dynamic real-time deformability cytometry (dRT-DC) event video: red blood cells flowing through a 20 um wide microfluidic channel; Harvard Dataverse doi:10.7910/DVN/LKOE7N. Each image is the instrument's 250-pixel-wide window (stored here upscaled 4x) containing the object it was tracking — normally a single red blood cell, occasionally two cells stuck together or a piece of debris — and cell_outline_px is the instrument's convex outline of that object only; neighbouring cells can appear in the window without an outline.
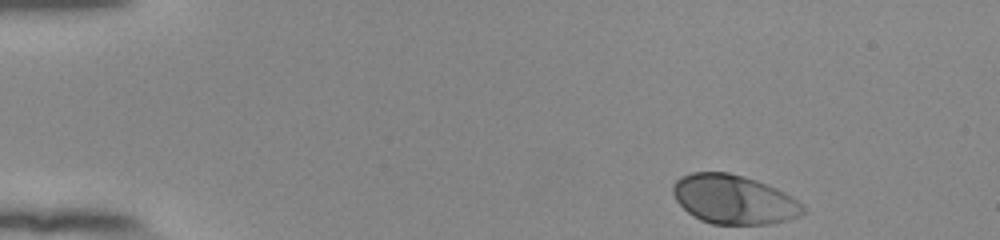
{"species": "human", "species_latin": "Homo sapiens", "temperature_condition": "room temperature", "stored_images_in_passage": 48, "camera_frame_rate_fps": 3000, "um_per_image_px": 0.085, "donor": {"sex": "female"}, "frame": {"image": 1, "passage_image": 1, "time_ms": 0.0, "image_size_px": [1000, 240], "cell_outline_px": [[808, 212], [800, 216], [768, 224], [712, 224], [700, 220], [692, 216], [676, 200], [672, 192], [672, 184], [680, 176], [692, 172], [728, 172], [744, 176], [768, 184], [792, 196]], "centroid_in_image_um": [62.35, 16.94], "position_along_channel_um": 22.6, "area_um2": 37.34}}
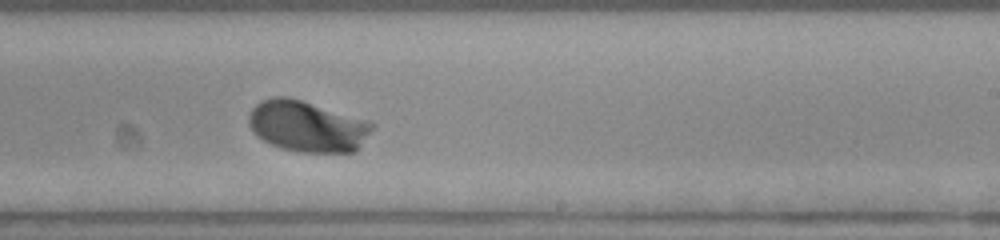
{"frame": {"image": 2, "passage_image": 28, "time_ms": 9.0, "image_size_px": [1000, 240], "cell_outline_px": [[376, 124], [356, 152], [300, 152], [280, 148], [256, 136], [248, 124], [248, 116], [252, 108], [260, 100], [272, 96], [288, 96], [368, 120]], "centroid_in_image_um": [26.1, 10.72], "position_along_channel_um": 262.9, "area_um2": 36.93}}
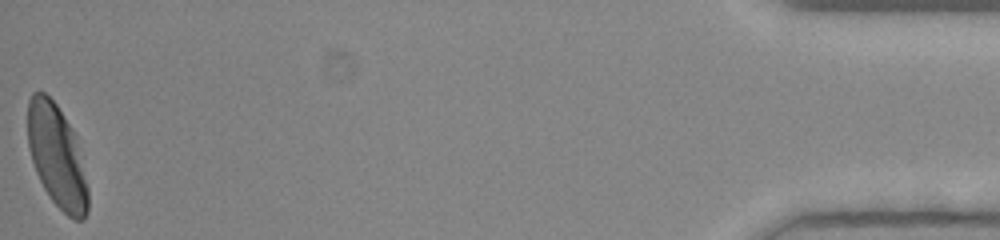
{"frame": {"image": 3, "passage_image": 48, "time_ms": 15.667, "image_size_px": [1000, 240], "cell_outline_px": [[88, 212], [84, 220], [76, 220], [68, 216], [52, 200], [44, 188], [36, 172], [28, 148], [28, 100], [32, 92], [44, 92], [56, 104], [72, 128], [76, 136], [88, 188]], "centroid_in_image_um": [4.84, 13.28], "position_along_channel_um": 430.4, "area_um2": 35.95}, "authors_computed_cell_mechanics": {"area_um2": 35.6915, "velocity_mm_per_s": 3.8312, "shape_relaxation_time_tau1_ms": 2.4818, "shape_relaxation_time_tau2_ms": null, "deformation_change_tau1": 0.1709, "deformation_change_tau2": null}}